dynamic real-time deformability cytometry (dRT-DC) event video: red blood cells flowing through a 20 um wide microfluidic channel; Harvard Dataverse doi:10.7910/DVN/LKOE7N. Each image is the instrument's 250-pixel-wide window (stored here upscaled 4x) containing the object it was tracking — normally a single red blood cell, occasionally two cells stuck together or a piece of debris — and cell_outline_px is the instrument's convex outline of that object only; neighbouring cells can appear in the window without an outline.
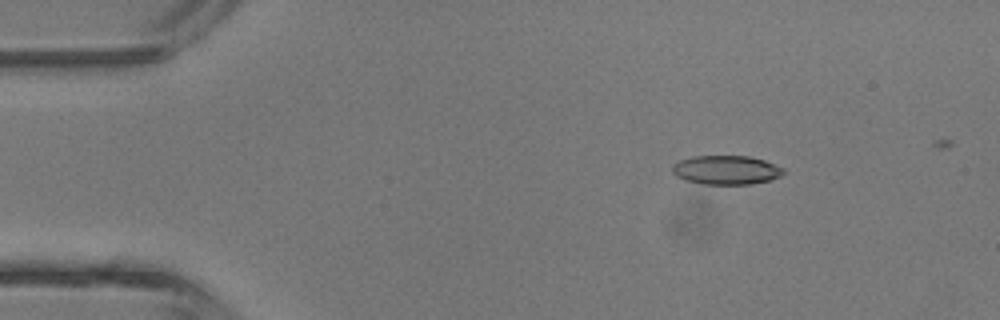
{"species": "common noctule bat (a hibernating species)", "species_latin": "Nyctalus noctula", "temperature_condition": "room temperature", "stored_images_in_passage": 5, "camera_frame_rate_fps": 3000, "um_per_image_px": 0.085, "animal": {"sex": "male", "body_mass_g": 13.3}, "frame": {"image": 1, "passage_image": 5, "time_ms": 5.667, "image_size_px": [1000, 320], "cell_outline_px": [[784, 172], [780, 176], [768, 180], [752, 184], [704, 184], [684, 180], [676, 176], [672, 172], [672, 168], [680, 160], [692, 156], [748, 156], [764, 160], [784, 168]], "centroid_in_image_um": [61.72, 14.45], "position_along_channel_um": 23.3, "area_um2": 18.67}}